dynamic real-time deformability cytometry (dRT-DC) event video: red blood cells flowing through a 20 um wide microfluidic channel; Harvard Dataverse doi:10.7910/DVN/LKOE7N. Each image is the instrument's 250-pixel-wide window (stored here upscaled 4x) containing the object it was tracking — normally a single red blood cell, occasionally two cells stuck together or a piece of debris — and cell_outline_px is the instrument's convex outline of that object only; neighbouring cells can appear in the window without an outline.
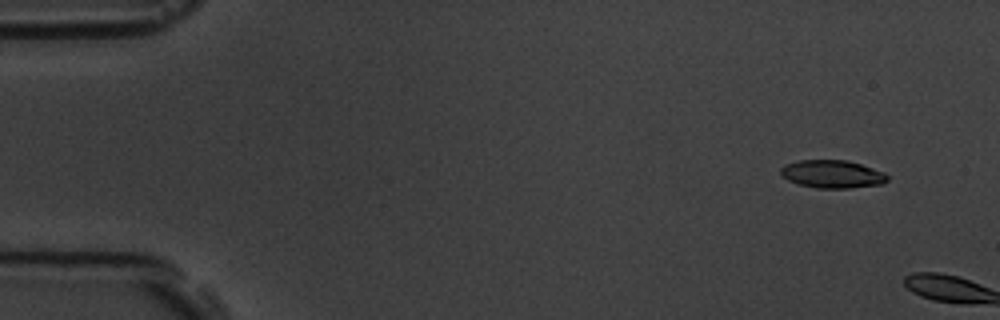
{"species": "common noctule bat (a hibernating species)", "species_latin": "Nyctalus noctula", "temperature_condition": "room temperature", "stored_images_in_passage": 3, "camera_frame_rate_fps": 3000, "um_per_image_px": 0.085, "animal": {"sex": "male", "body_mass_g": 19.5, "forearm_length_mm": 54.6}, "frame": {"image": 1, "passage_image": 2, "time_ms": 1.333, "image_size_px": [1000, 320], "cell_outline_px": [[888, 180], [884, 184], [848, 188], [816, 188], [800, 184], [788, 180], [780, 176], [780, 168], [784, 164], [800, 160], [848, 160], [884, 172], [888, 176]], "centroid_in_image_um": [70.73, 14.79], "position_along_channel_um": 14.3, "area_um2": 17.46}}